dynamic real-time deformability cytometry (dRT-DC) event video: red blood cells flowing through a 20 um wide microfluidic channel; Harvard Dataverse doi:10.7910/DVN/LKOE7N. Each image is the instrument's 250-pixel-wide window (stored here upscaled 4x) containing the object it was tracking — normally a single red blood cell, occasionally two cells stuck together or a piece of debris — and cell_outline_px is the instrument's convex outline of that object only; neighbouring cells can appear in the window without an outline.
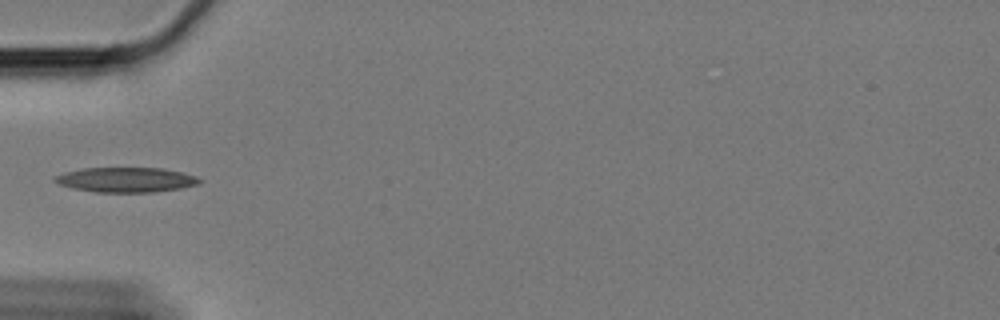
{"species": "Egyptian fruit bat (a non-hibernating species)", "species_latin": "Rousettus aegyptiacus", "temperature_condition": "cold", "stored_images_in_passage": 41, "camera_frame_rate_fps": 3000, "um_per_image_px": 0.085, "animal": {"sex": "female"}, "frame": {"image": 1, "passage_image": 1, "time_ms": 0.0, "image_size_px": [1000, 320], "cell_outline_px": [[200, 180], [196, 184], [180, 188], [152, 192], [96, 192], [72, 188], [60, 184], [52, 180], [56, 176], [64, 172], [84, 168], [164, 168], [196, 176]], "centroid_in_image_um": [10.67, 15.28], "position_along_channel_um": 74.3, "area_um2": 20.69}}
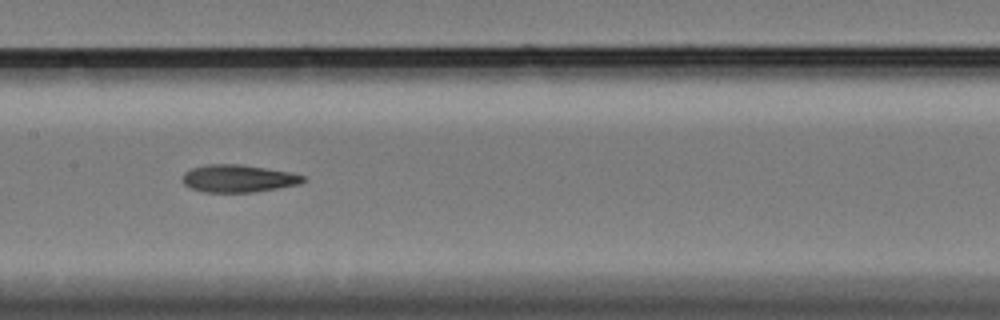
{"frame": {"image": 2, "passage_image": 11, "time_ms": 3.333, "image_size_px": [1000, 320], "cell_outline_px": [[308, 180], [300, 184], [252, 192], [204, 192], [192, 188], [184, 184], [180, 180], [184, 172], [192, 168], [208, 164], [240, 164], [292, 172], [304, 176]], "centroid_in_image_um": [20.25, 15.16], "position_along_channel_um": 187.1, "area_um2": 19.42}}
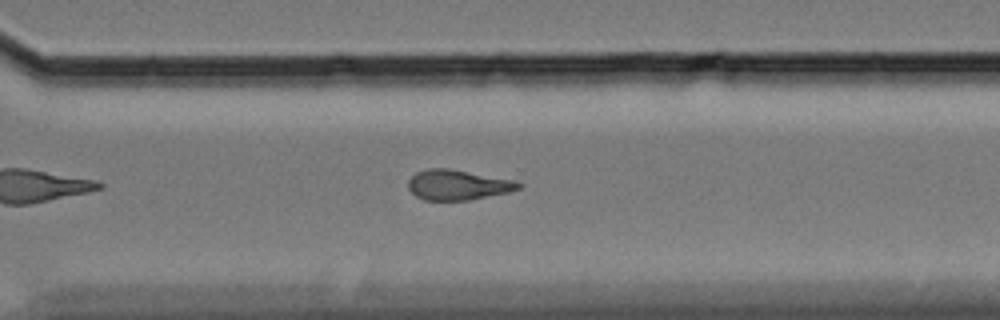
{"frame": {"image": 3, "passage_image": 24, "time_ms": 7.667, "image_size_px": [1000, 320], "cell_outline_px": [[524, 184], [520, 188], [508, 192], [468, 200], [424, 200], [416, 196], [408, 188], [408, 180], [416, 172], [428, 168], [448, 168], [516, 180]], "centroid_in_image_um": [38.92, 15.71], "position_along_channel_um": 331.7, "area_um2": 19.42}}